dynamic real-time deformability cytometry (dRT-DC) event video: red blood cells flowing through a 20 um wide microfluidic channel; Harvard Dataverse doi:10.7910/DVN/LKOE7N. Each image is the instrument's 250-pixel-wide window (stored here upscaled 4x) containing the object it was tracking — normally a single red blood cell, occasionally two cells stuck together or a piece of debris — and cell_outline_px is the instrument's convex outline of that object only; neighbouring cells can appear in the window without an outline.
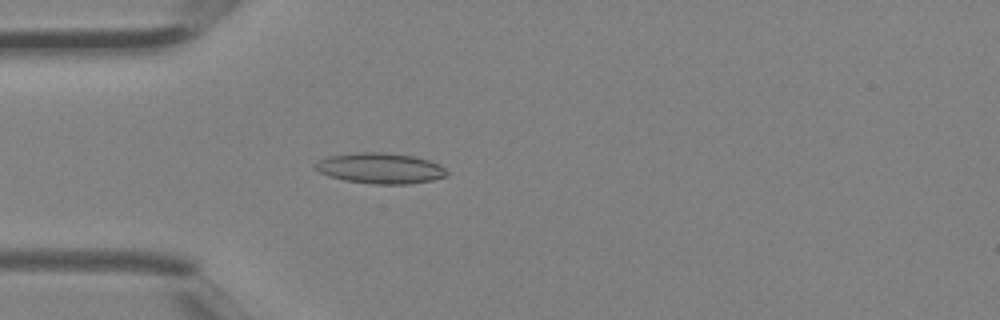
{"species": "Egyptian fruit bat (a non-hibernating species)", "species_latin": "Rousettus aegyptiacus", "temperature_condition": "room temperature", "stored_images_in_passage": 3, "camera_frame_rate_fps": 3000, "um_per_image_px": 0.085, "animal": {"sex": "female"}, "frame": {"image": 1, "passage_image": 3, "time_ms": 0.667, "image_size_px": [1000, 320], "cell_outline_px": [[448, 176], [432, 180], [408, 184], [372, 184], [344, 180], [328, 176], [320, 172], [312, 164], [328, 156], [360, 152], [384, 152], [412, 156], [428, 160], [440, 164], [448, 172]], "centroid_in_image_um": [32.33, 14.3], "position_along_channel_um": 52.7, "area_um2": 23.52}}